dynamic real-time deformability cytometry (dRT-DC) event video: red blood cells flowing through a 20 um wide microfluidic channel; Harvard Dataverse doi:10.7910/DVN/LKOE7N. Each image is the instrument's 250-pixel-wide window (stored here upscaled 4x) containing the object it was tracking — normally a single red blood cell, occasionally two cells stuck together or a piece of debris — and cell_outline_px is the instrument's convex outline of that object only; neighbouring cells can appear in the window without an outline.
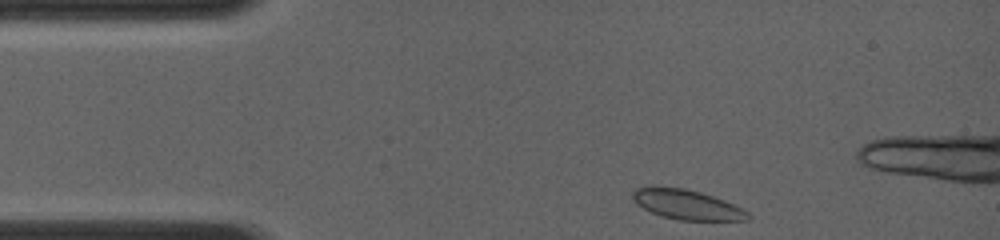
{"species": "common noctule bat (a hibernating species)", "species_latin": "Nyctalus noctula", "temperature_condition": "room temperature", "stored_images_in_passage": 12, "camera_frame_rate_fps": 4000, "um_per_image_px": 0.085, "animal": {"sex": "female", "body_mass_g": 19.0, "forearm_length_mm": 56.7}, "frame": {"image": 1, "passage_image": 1, "time_ms": 0.0, "image_size_px": [1000, 240], "cell_outline_px": [[752, 216], [748, 220], [680, 220], [664, 216], [652, 212], [636, 204], [632, 200], [632, 192], [636, 188], [652, 184], [684, 188], [700, 192], [724, 200], [748, 212]], "centroid_in_image_um": [58.32, 17.35], "position_along_channel_um": 26.7, "area_um2": 20.17}}
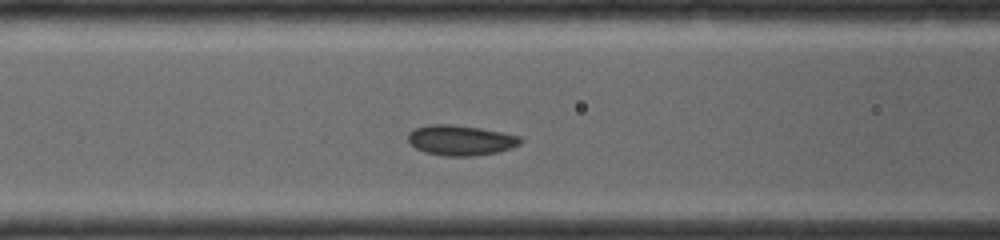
{"frame": {"image": 2, "passage_image": 9, "time_ms": 3.5, "image_size_px": [1000, 240], "cell_outline_px": [[524, 140], [520, 144], [512, 148], [500, 152], [476, 156], [444, 156], [424, 152], [416, 148], [408, 140], [408, 132], [416, 128], [428, 124], [452, 124], [480, 128], [520, 136]], "centroid_in_image_um": [39.18, 11.93], "position_along_channel_um": 127.4, "area_um2": 20.0}}
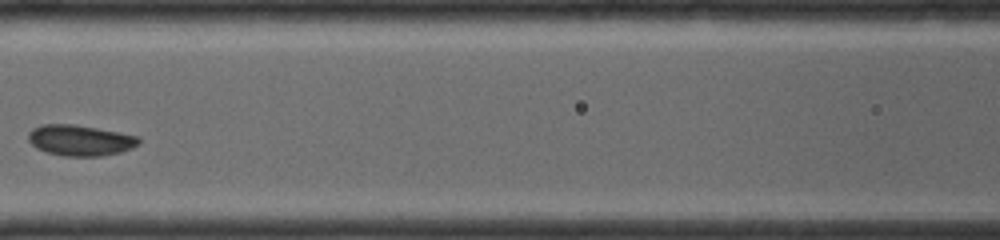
{"frame": {"image": 3, "passage_image": 11, "time_ms": 4.25, "image_size_px": [1000, 240], "cell_outline_px": [[140, 144], [132, 148], [120, 152], [100, 156], [64, 156], [48, 152], [36, 148], [28, 140], [28, 132], [32, 128], [40, 124], [76, 124], [120, 132], [140, 136]], "centroid_in_image_um": [6.82, 11.91], "position_along_channel_um": 159.8, "area_um2": 20.06}}